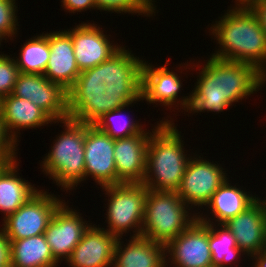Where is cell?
<instances>
[{
    "instance_id": "6da1fadb",
    "label": "cell",
    "mask_w": 266,
    "mask_h": 267,
    "mask_svg": "<svg viewBox=\"0 0 266 267\" xmlns=\"http://www.w3.org/2000/svg\"><path fill=\"white\" fill-rule=\"evenodd\" d=\"M206 61L190 94V113L222 112L258 91L266 81L253 65L212 56Z\"/></svg>"
},
{
    "instance_id": "7a4b0ae2",
    "label": "cell",
    "mask_w": 266,
    "mask_h": 267,
    "mask_svg": "<svg viewBox=\"0 0 266 267\" xmlns=\"http://www.w3.org/2000/svg\"><path fill=\"white\" fill-rule=\"evenodd\" d=\"M209 30L221 48L212 57L253 65L266 77V35L246 4L227 10Z\"/></svg>"
},
{
    "instance_id": "3957f363",
    "label": "cell",
    "mask_w": 266,
    "mask_h": 267,
    "mask_svg": "<svg viewBox=\"0 0 266 267\" xmlns=\"http://www.w3.org/2000/svg\"><path fill=\"white\" fill-rule=\"evenodd\" d=\"M153 130L142 184L152 191L177 192L191 156L184 152L182 136L171 120H161Z\"/></svg>"
},
{
    "instance_id": "277c9868",
    "label": "cell",
    "mask_w": 266,
    "mask_h": 267,
    "mask_svg": "<svg viewBox=\"0 0 266 267\" xmlns=\"http://www.w3.org/2000/svg\"><path fill=\"white\" fill-rule=\"evenodd\" d=\"M60 122L64 124L65 132L55 139L41 169L67 191L85 180V124L70 118Z\"/></svg>"
},
{
    "instance_id": "5b68a950",
    "label": "cell",
    "mask_w": 266,
    "mask_h": 267,
    "mask_svg": "<svg viewBox=\"0 0 266 267\" xmlns=\"http://www.w3.org/2000/svg\"><path fill=\"white\" fill-rule=\"evenodd\" d=\"M105 89V83L100 77V64L81 72L67 91L69 118L84 124H94L107 112L143 100L142 97H111Z\"/></svg>"
},
{
    "instance_id": "8992f818",
    "label": "cell",
    "mask_w": 266,
    "mask_h": 267,
    "mask_svg": "<svg viewBox=\"0 0 266 267\" xmlns=\"http://www.w3.org/2000/svg\"><path fill=\"white\" fill-rule=\"evenodd\" d=\"M187 209L177 192L148 189L141 236L166 246L197 219L199 213L191 215Z\"/></svg>"
},
{
    "instance_id": "52a82bcc",
    "label": "cell",
    "mask_w": 266,
    "mask_h": 267,
    "mask_svg": "<svg viewBox=\"0 0 266 267\" xmlns=\"http://www.w3.org/2000/svg\"><path fill=\"white\" fill-rule=\"evenodd\" d=\"M108 199L105 229L117 238L134 229L132 237L141 236L148 188L142 183H121L104 186Z\"/></svg>"
},
{
    "instance_id": "ba28073f",
    "label": "cell",
    "mask_w": 266,
    "mask_h": 267,
    "mask_svg": "<svg viewBox=\"0 0 266 267\" xmlns=\"http://www.w3.org/2000/svg\"><path fill=\"white\" fill-rule=\"evenodd\" d=\"M63 201L53 194L38 190L14 213L3 219L5 236L9 240H19L44 234Z\"/></svg>"
},
{
    "instance_id": "9c48e42d",
    "label": "cell",
    "mask_w": 266,
    "mask_h": 267,
    "mask_svg": "<svg viewBox=\"0 0 266 267\" xmlns=\"http://www.w3.org/2000/svg\"><path fill=\"white\" fill-rule=\"evenodd\" d=\"M12 94L30 100L54 123L69 118L67 91L60 84L48 80L44 74L19 73Z\"/></svg>"
},
{
    "instance_id": "30bf717a",
    "label": "cell",
    "mask_w": 266,
    "mask_h": 267,
    "mask_svg": "<svg viewBox=\"0 0 266 267\" xmlns=\"http://www.w3.org/2000/svg\"><path fill=\"white\" fill-rule=\"evenodd\" d=\"M144 60L122 47L100 64L105 92L111 97H141Z\"/></svg>"
},
{
    "instance_id": "8fae6325",
    "label": "cell",
    "mask_w": 266,
    "mask_h": 267,
    "mask_svg": "<svg viewBox=\"0 0 266 267\" xmlns=\"http://www.w3.org/2000/svg\"><path fill=\"white\" fill-rule=\"evenodd\" d=\"M198 158L191 157L189 159L177 191L184 203L188 206L191 204V208L192 206L198 208L206 206L217 189L228 180L222 166L213 164V161L204 160L203 157L202 159L200 156Z\"/></svg>"
},
{
    "instance_id": "7c38bea8",
    "label": "cell",
    "mask_w": 266,
    "mask_h": 267,
    "mask_svg": "<svg viewBox=\"0 0 266 267\" xmlns=\"http://www.w3.org/2000/svg\"><path fill=\"white\" fill-rule=\"evenodd\" d=\"M165 247L166 256L171 257H168V260L175 267L213 266L209 247V226L198 219Z\"/></svg>"
},
{
    "instance_id": "4fadbf2b",
    "label": "cell",
    "mask_w": 266,
    "mask_h": 267,
    "mask_svg": "<svg viewBox=\"0 0 266 267\" xmlns=\"http://www.w3.org/2000/svg\"><path fill=\"white\" fill-rule=\"evenodd\" d=\"M85 180L92 176L101 187L116 185L114 139L93 124H85Z\"/></svg>"
},
{
    "instance_id": "5bb4252c",
    "label": "cell",
    "mask_w": 266,
    "mask_h": 267,
    "mask_svg": "<svg viewBox=\"0 0 266 267\" xmlns=\"http://www.w3.org/2000/svg\"><path fill=\"white\" fill-rule=\"evenodd\" d=\"M66 205L65 201L54 212L45 237L53 257L59 262L67 260L84 233L91 226L83 221L81 214ZM63 258V259H62ZM61 259V260H60Z\"/></svg>"
},
{
    "instance_id": "9a60e30c",
    "label": "cell",
    "mask_w": 266,
    "mask_h": 267,
    "mask_svg": "<svg viewBox=\"0 0 266 267\" xmlns=\"http://www.w3.org/2000/svg\"><path fill=\"white\" fill-rule=\"evenodd\" d=\"M224 225L247 256L266 249V207L258 197L249 207L227 220Z\"/></svg>"
},
{
    "instance_id": "2e32d148",
    "label": "cell",
    "mask_w": 266,
    "mask_h": 267,
    "mask_svg": "<svg viewBox=\"0 0 266 267\" xmlns=\"http://www.w3.org/2000/svg\"><path fill=\"white\" fill-rule=\"evenodd\" d=\"M97 25L81 23L72 30H65L72 38L74 54L80 72L108 60L121 47L112 45L110 39Z\"/></svg>"
},
{
    "instance_id": "e0dca14e",
    "label": "cell",
    "mask_w": 266,
    "mask_h": 267,
    "mask_svg": "<svg viewBox=\"0 0 266 267\" xmlns=\"http://www.w3.org/2000/svg\"><path fill=\"white\" fill-rule=\"evenodd\" d=\"M151 132L143 129L127 138L114 139L116 185L142 183L147 162L148 141Z\"/></svg>"
},
{
    "instance_id": "ac0fdd59",
    "label": "cell",
    "mask_w": 266,
    "mask_h": 267,
    "mask_svg": "<svg viewBox=\"0 0 266 267\" xmlns=\"http://www.w3.org/2000/svg\"><path fill=\"white\" fill-rule=\"evenodd\" d=\"M104 229L91 225L66 263L71 267H112L118 238Z\"/></svg>"
},
{
    "instance_id": "d6986e66",
    "label": "cell",
    "mask_w": 266,
    "mask_h": 267,
    "mask_svg": "<svg viewBox=\"0 0 266 267\" xmlns=\"http://www.w3.org/2000/svg\"><path fill=\"white\" fill-rule=\"evenodd\" d=\"M179 77L177 73L170 72L165 65L154 68L145 61L142 69V99L150 104L159 102L168 108H172L178 101L177 104L180 102L182 109L188 112L190 95L183 97L181 101L177 99L182 87Z\"/></svg>"
},
{
    "instance_id": "ffe728a7",
    "label": "cell",
    "mask_w": 266,
    "mask_h": 267,
    "mask_svg": "<svg viewBox=\"0 0 266 267\" xmlns=\"http://www.w3.org/2000/svg\"><path fill=\"white\" fill-rule=\"evenodd\" d=\"M46 35L49 40L50 57L44 76L68 91L81 73L76 63L72 38L65 30Z\"/></svg>"
},
{
    "instance_id": "44dd1931",
    "label": "cell",
    "mask_w": 266,
    "mask_h": 267,
    "mask_svg": "<svg viewBox=\"0 0 266 267\" xmlns=\"http://www.w3.org/2000/svg\"><path fill=\"white\" fill-rule=\"evenodd\" d=\"M117 239L112 267H166V247L147 237L137 236L124 245ZM126 246V247H125Z\"/></svg>"
},
{
    "instance_id": "7402d4cb",
    "label": "cell",
    "mask_w": 266,
    "mask_h": 267,
    "mask_svg": "<svg viewBox=\"0 0 266 267\" xmlns=\"http://www.w3.org/2000/svg\"><path fill=\"white\" fill-rule=\"evenodd\" d=\"M0 115L8 133L15 142H18V135L16 134L21 128L35 129L54 122L30 100L19 98L13 94L0 99Z\"/></svg>"
},
{
    "instance_id": "603a6c76",
    "label": "cell",
    "mask_w": 266,
    "mask_h": 267,
    "mask_svg": "<svg viewBox=\"0 0 266 267\" xmlns=\"http://www.w3.org/2000/svg\"><path fill=\"white\" fill-rule=\"evenodd\" d=\"M10 241L11 267H57L45 234Z\"/></svg>"
},
{
    "instance_id": "cb8c5ba5",
    "label": "cell",
    "mask_w": 266,
    "mask_h": 267,
    "mask_svg": "<svg viewBox=\"0 0 266 267\" xmlns=\"http://www.w3.org/2000/svg\"><path fill=\"white\" fill-rule=\"evenodd\" d=\"M17 168L16 159L0 173V211L4 212V218L14 213L39 190L27 180L21 179L17 175Z\"/></svg>"
},
{
    "instance_id": "d4e9b609",
    "label": "cell",
    "mask_w": 266,
    "mask_h": 267,
    "mask_svg": "<svg viewBox=\"0 0 266 267\" xmlns=\"http://www.w3.org/2000/svg\"><path fill=\"white\" fill-rule=\"evenodd\" d=\"M258 197L248 194L226 180L206 204L218 224H224L249 207Z\"/></svg>"
},
{
    "instance_id": "484cf974",
    "label": "cell",
    "mask_w": 266,
    "mask_h": 267,
    "mask_svg": "<svg viewBox=\"0 0 266 267\" xmlns=\"http://www.w3.org/2000/svg\"><path fill=\"white\" fill-rule=\"evenodd\" d=\"M197 219L209 226V247L214 267H229L228 265L235 259L238 261L241 253L244 255V252L237 246L235 237L224 224H217L221 227L219 229L209 217L207 219V217L197 215Z\"/></svg>"
},
{
    "instance_id": "4316f807",
    "label": "cell",
    "mask_w": 266,
    "mask_h": 267,
    "mask_svg": "<svg viewBox=\"0 0 266 267\" xmlns=\"http://www.w3.org/2000/svg\"><path fill=\"white\" fill-rule=\"evenodd\" d=\"M32 38L22 46L15 60L17 67L19 73L44 74L50 57L49 40L46 33Z\"/></svg>"
},
{
    "instance_id": "83f0119b",
    "label": "cell",
    "mask_w": 266,
    "mask_h": 267,
    "mask_svg": "<svg viewBox=\"0 0 266 267\" xmlns=\"http://www.w3.org/2000/svg\"><path fill=\"white\" fill-rule=\"evenodd\" d=\"M124 109L125 107H122L105 113L93 125L105 132L112 139L127 138L140 133L143 130L142 125H139L136 121H131V119L128 120V118L125 120L124 114H121ZM120 118H123L125 121L123 119H121V121ZM112 123H114L115 126L112 125Z\"/></svg>"
},
{
    "instance_id": "f1b7e54d",
    "label": "cell",
    "mask_w": 266,
    "mask_h": 267,
    "mask_svg": "<svg viewBox=\"0 0 266 267\" xmlns=\"http://www.w3.org/2000/svg\"><path fill=\"white\" fill-rule=\"evenodd\" d=\"M96 8L100 11H112L116 13H138L153 15L151 11L141 0H94Z\"/></svg>"
},
{
    "instance_id": "f546056e",
    "label": "cell",
    "mask_w": 266,
    "mask_h": 267,
    "mask_svg": "<svg viewBox=\"0 0 266 267\" xmlns=\"http://www.w3.org/2000/svg\"><path fill=\"white\" fill-rule=\"evenodd\" d=\"M19 70L9 55H0V99L13 93Z\"/></svg>"
},
{
    "instance_id": "4dcf8cb0",
    "label": "cell",
    "mask_w": 266,
    "mask_h": 267,
    "mask_svg": "<svg viewBox=\"0 0 266 267\" xmlns=\"http://www.w3.org/2000/svg\"><path fill=\"white\" fill-rule=\"evenodd\" d=\"M15 0H0V35L6 40V38L16 35L18 18H17V6Z\"/></svg>"
},
{
    "instance_id": "1f68e13d",
    "label": "cell",
    "mask_w": 266,
    "mask_h": 267,
    "mask_svg": "<svg viewBox=\"0 0 266 267\" xmlns=\"http://www.w3.org/2000/svg\"><path fill=\"white\" fill-rule=\"evenodd\" d=\"M17 142L10 136L0 115V158H16Z\"/></svg>"
},
{
    "instance_id": "d6a6232c",
    "label": "cell",
    "mask_w": 266,
    "mask_h": 267,
    "mask_svg": "<svg viewBox=\"0 0 266 267\" xmlns=\"http://www.w3.org/2000/svg\"><path fill=\"white\" fill-rule=\"evenodd\" d=\"M64 9L68 10L70 13L73 14L77 12H82L86 9H97L96 3L94 0H62Z\"/></svg>"
},
{
    "instance_id": "836d02e7",
    "label": "cell",
    "mask_w": 266,
    "mask_h": 267,
    "mask_svg": "<svg viewBox=\"0 0 266 267\" xmlns=\"http://www.w3.org/2000/svg\"><path fill=\"white\" fill-rule=\"evenodd\" d=\"M257 16V19L266 35V0H250L246 4Z\"/></svg>"
},
{
    "instance_id": "e575fe53",
    "label": "cell",
    "mask_w": 266,
    "mask_h": 267,
    "mask_svg": "<svg viewBox=\"0 0 266 267\" xmlns=\"http://www.w3.org/2000/svg\"><path fill=\"white\" fill-rule=\"evenodd\" d=\"M0 267H11L10 264V241L0 229Z\"/></svg>"
},
{
    "instance_id": "d590c367",
    "label": "cell",
    "mask_w": 266,
    "mask_h": 267,
    "mask_svg": "<svg viewBox=\"0 0 266 267\" xmlns=\"http://www.w3.org/2000/svg\"><path fill=\"white\" fill-rule=\"evenodd\" d=\"M254 265L251 267H266V249L259 251L252 256Z\"/></svg>"
},
{
    "instance_id": "8d00e7d4",
    "label": "cell",
    "mask_w": 266,
    "mask_h": 267,
    "mask_svg": "<svg viewBox=\"0 0 266 267\" xmlns=\"http://www.w3.org/2000/svg\"><path fill=\"white\" fill-rule=\"evenodd\" d=\"M13 160H16V158H0V173Z\"/></svg>"
},
{
    "instance_id": "74e56055",
    "label": "cell",
    "mask_w": 266,
    "mask_h": 267,
    "mask_svg": "<svg viewBox=\"0 0 266 267\" xmlns=\"http://www.w3.org/2000/svg\"><path fill=\"white\" fill-rule=\"evenodd\" d=\"M151 11H153L154 12V10H156V8L154 7L155 5H153V4H155V3H152V2H154L153 0H141Z\"/></svg>"
},
{
    "instance_id": "f35d334b",
    "label": "cell",
    "mask_w": 266,
    "mask_h": 267,
    "mask_svg": "<svg viewBox=\"0 0 266 267\" xmlns=\"http://www.w3.org/2000/svg\"><path fill=\"white\" fill-rule=\"evenodd\" d=\"M238 1V2H237ZM250 0H236L237 4H247Z\"/></svg>"
},
{
    "instance_id": "ab89813d",
    "label": "cell",
    "mask_w": 266,
    "mask_h": 267,
    "mask_svg": "<svg viewBox=\"0 0 266 267\" xmlns=\"http://www.w3.org/2000/svg\"><path fill=\"white\" fill-rule=\"evenodd\" d=\"M2 39H4V38L0 35V44H1ZM0 55H1V54H0Z\"/></svg>"
}]
</instances>
